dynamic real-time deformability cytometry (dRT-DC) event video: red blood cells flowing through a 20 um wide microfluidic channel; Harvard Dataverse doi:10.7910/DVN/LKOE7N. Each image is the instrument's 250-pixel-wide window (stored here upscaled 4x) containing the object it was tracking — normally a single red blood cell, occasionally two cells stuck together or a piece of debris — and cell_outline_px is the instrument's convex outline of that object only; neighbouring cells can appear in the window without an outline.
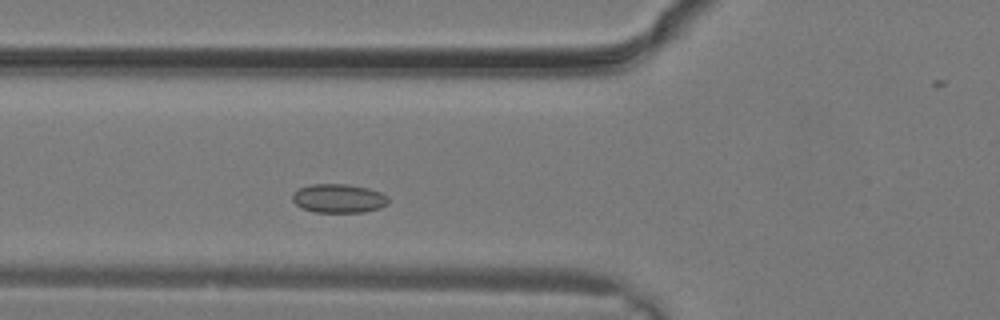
{"species": "common noctule bat (a hibernating species)", "species_latin": "Nyctalus noctula", "temperature_condition": "warm", "stored_images_in_passage": 24, "camera_frame_rate_fps": 3000, "um_per_image_px": 0.085, "animal": {"sex": "male", "body_mass_g": 19.2, "forearm_length_mm": 51.8}, "frame": {"image": 1, "passage_image": 5, "time_ms": 1.333, "image_size_px": [1000, 320], "cell_outline_px": [[388, 204], [380, 208], [364, 212], [316, 212], [304, 208], [296, 204], [292, 200], [292, 192], [300, 188], [312, 184], [348, 184], [368, 188], [380, 192], [388, 196]], "centroid_in_image_um": [28.8, 16.86], "position_along_channel_um": 97.0, "area_um2": 16.13}}
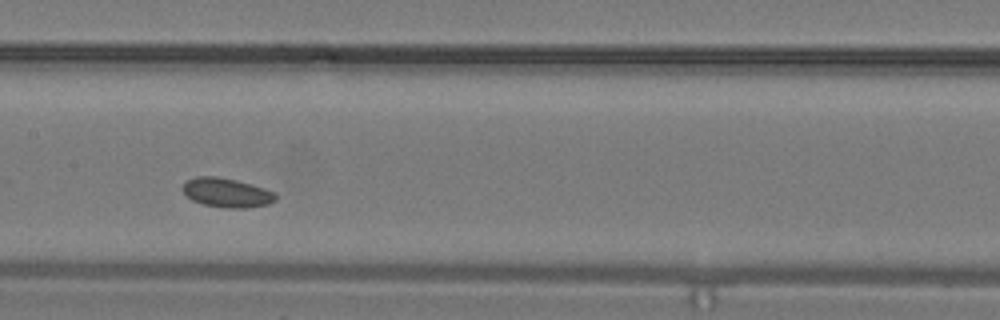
{"frame": {"image": 2, "passage_image": 9, "time_ms": 2.667, "image_size_px": [1000, 320], "cell_outline_px": [[276, 200], [268, 204], [244, 208], [224, 208], [204, 204], [192, 200], [180, 188], [188, 180], [196, 176], [216, 176], [236, 180], [252, 184], [276, 192]], "centroid_in_image_um": [19.28, 16.37], "position_along_channel_um": 188.1, "area_um2": 15.84}}
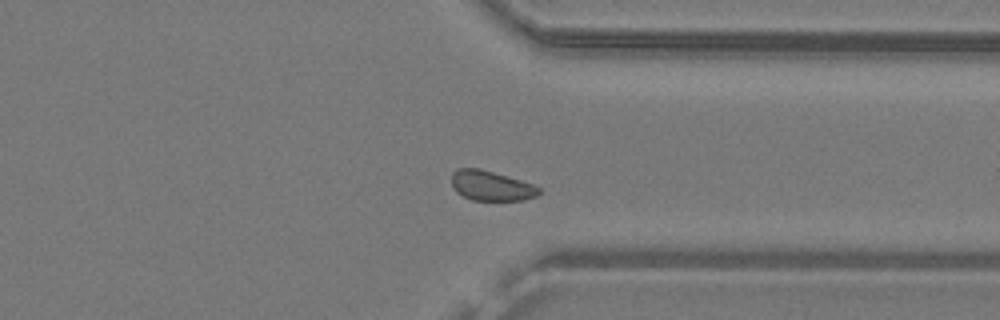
{"frame": {"image": 3, "passage_image": 17, "time_ms": 5.333, "image_size_px": [1000, 320], "cell_outline_px": [[540, 192], [536, 196], [524, 200], [472, 200], [456, 192], [452, 184], [452, 172], [456, 168], [480, 168], [520, 180], [532, 184], [540, 188]], "centroid_in_image_um": [41.73, 15.78], "position_along_channel_um": 369.7, "area_um2": 15.14}}